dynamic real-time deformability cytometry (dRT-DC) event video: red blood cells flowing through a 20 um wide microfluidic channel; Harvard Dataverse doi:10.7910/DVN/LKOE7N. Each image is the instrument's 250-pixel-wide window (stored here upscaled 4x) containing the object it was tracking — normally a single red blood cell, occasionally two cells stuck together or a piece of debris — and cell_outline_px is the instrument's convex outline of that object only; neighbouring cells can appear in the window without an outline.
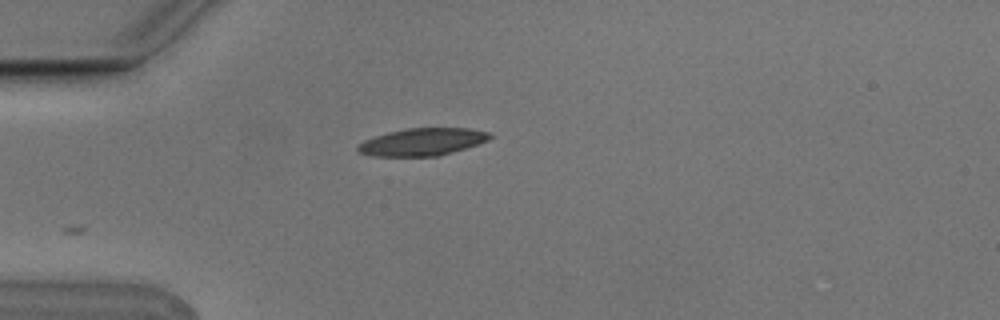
{"species": "Egyptian fruit bat (a non-hibernating species)", "species_latin": "Rousettus aegyptiacus", "temperature_condition": "cold", "stored_images_in_passage": 1, "camera_frame_rate_fps": 3000, "um_per_image_px": 0.085, "animal": {"sex": "male"}, "frame": {"image": 1, "passage_image": 1, "time_ms": 0.0, "image_size_px": [1000, 320], "cell_outline_px": [[492, 136], [488, 140], [464, 148], [436, 156], [372, 156], [360, 152], [356, 148], [364, 140], [388, 132], [408, 128], [468, 128], [488, 132]], "centroid_in_image_um": [35.88, 12.05], "position_along_channel_um": 49.1, "area_um2": 20.69}}